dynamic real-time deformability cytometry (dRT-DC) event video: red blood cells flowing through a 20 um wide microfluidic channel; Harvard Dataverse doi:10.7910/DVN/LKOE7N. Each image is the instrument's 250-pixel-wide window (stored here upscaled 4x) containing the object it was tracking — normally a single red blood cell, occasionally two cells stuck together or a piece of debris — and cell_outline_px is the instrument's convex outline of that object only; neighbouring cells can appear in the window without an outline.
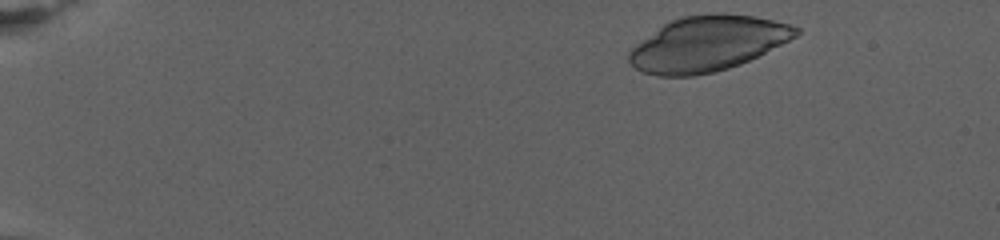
{"species": "human", "species_latin": "Homo sapiens", "temperature_condition": "warm", "stored_images_in_passage": 67, "camera_frame_rate_fps": 3000, "um_per_image_px": 0.085, "donor": {"sex": "female"}, "frame": {"image": 1, "passage_image": 3, "time_ms": 0.333, "image_size_px": [1000, 240], "cell_outline_px": [[800, 32], [796, 36], [740, 64], [728, 68], [712, 72], [692, 76], [660, 76], [644, 72], [636, 68], [628, 60], [628, 52], [636, 44], [664, 24], [680, 16], [708, 12], [724, 12], [752, 16], [772, 20], [788, 24], [800, 28]], "centroid_in_image_um": [60.12, 3.69], "position_along_channel_um": 24.9, "area_um2": 53.18}}
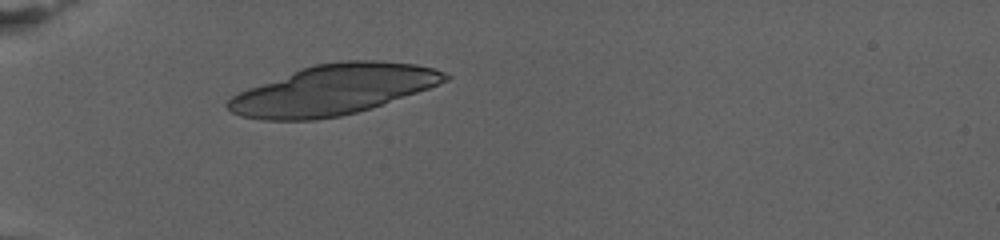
{"frame": {"image": 2, "passage_image": 17, "time_ms": 5.333, "image_size_px": [1000, 240], "cell_outline_px": [[452, 76], [448, 80], [428, 88], [356, 112], [340, 116], [316, 120], [264, 120], [240, 116], [232, 112], [224, 104], [232, 96], [248, 88], [300, 68], [316, 64], [340, 60], [380, 60], [416, 64], [436, 68]], "centroid_in_image_um": [28.32, 7.62], "position_along_channel_um": 56.7, "area_um2": 63.0}}